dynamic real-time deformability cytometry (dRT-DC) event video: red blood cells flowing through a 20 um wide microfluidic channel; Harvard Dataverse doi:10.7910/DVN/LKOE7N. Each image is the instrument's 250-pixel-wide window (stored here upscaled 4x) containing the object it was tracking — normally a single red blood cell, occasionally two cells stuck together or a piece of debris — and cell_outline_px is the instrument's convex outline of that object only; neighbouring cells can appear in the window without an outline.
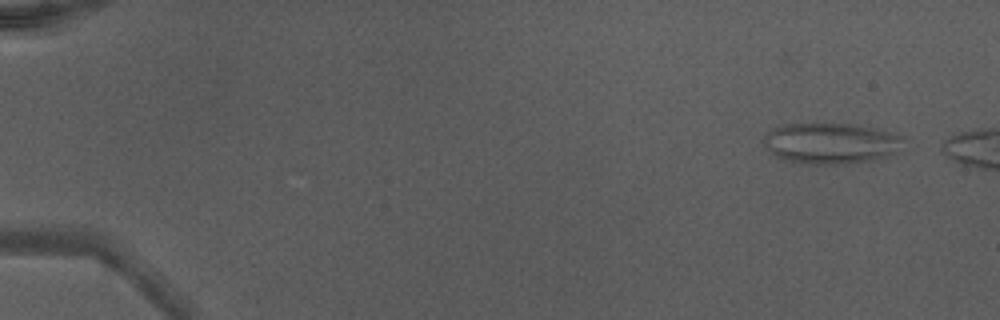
{"species": "Egyptian fruit bat (a non-hibernating species)", "species_latin": "Rousettus aegyptiacus", "temperature_condition": "warm", "stored_images_in_passage": 6, "segment_of_instrument_passage": [1, 2], "camera_frame_rate_fps": 3000, "um_per_image_px": 0.085, "animal": {"sex": "male"}, "frame": {"image": 1, "passage_image": 2, "time_ms": 0.333, "image_size_px": [1000, 320], "cell_outline_px": [[900, 140], [896, 152], [864, 160], [840, 164], [808, 164], [784, 160], [776, 156], [764, 148], [760, 140], [768, 132], [784, 124], [852, 124], [876, 128], [900, 136]], "centroid_in_image_um": [70.46, 12.17], "position_along_channel_um": 14.5, "area_um2": 32.54}}